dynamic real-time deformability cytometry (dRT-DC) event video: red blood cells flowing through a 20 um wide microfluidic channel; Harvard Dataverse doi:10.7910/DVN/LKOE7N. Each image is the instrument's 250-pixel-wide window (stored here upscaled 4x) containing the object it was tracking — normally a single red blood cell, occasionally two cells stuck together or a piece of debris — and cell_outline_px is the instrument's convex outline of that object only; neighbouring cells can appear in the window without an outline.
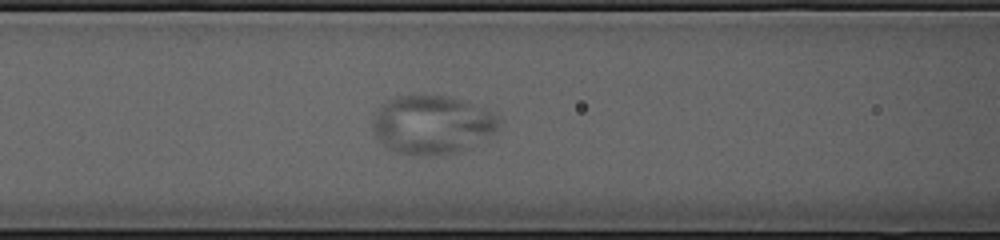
{"species": "common noctule bat (a hibernating species)", "species_latin": "Nyctalus noctula", "temperature_condition": "cold", "stored_images_in_passage": 35, "segment_of_instrument_passage": [1, 2], "camera_frame_rate_fps": 3000, "um_per_image_px": 0.085, "animal": {"sex": "female", "body_mass_g": 23.0, "forearm_length_mm": 53.4}, "frame": {"image": 1, "passage_image": 7, "time_ms": 2.0, "image_size_px": [1000, 240], "cell_outline_px": [[500, 124], [496, 132], [488, 140], [468, 148], [456, 152], [428, 156], [396, 152], [384, 148], [376, 136], [372, 128], [372, 120], [376, 108], [380, 104], [396, 96], [444, 96], [460, 100], [500, 116]], "centroid_in_image_um": [36.71, 10.63], "position_along_channel_um": 129.9, "area_um2": 43.41}}
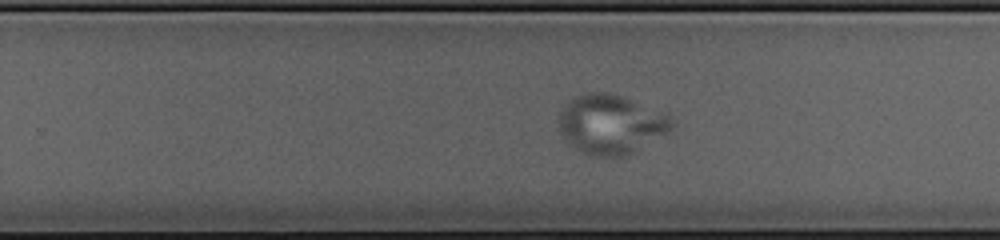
{"frame": {"image": 2, "passage_image": 19, "time_ms": 6.0, "image_size_px": [1000, 240], "cell_outline_px": [[672, 128], [668, 132], [628, 156], [592, 156], [580, 152], [568, 144], [564, 140], [560, 132], [560, 112], [564, 104], [568, 100], [576, 96], [588, 92], [608, 92], [668, 112], [672, 116]], "centroid_in_image_um": [51.93, 10.57], "position_along_channel_um": 277.9, "area_um2": 39.48}}
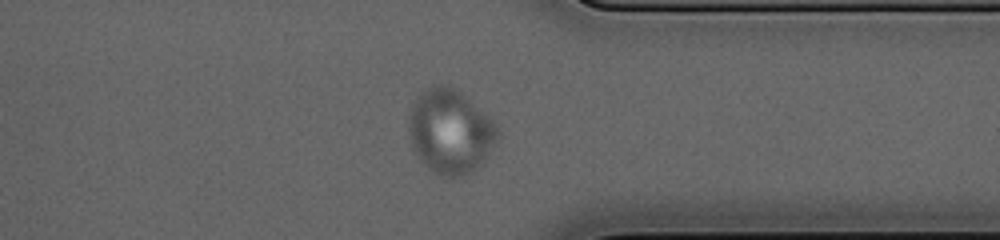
{"frame": {"image": 3, "passage_image": 27, "time_ms": 8.667, "image_size_px": [1000, 240], "cell_outline_px": [[500, 136], [484, 160], [472, 172], [460, 176], [448, 176], [436, 172], [428, 168], [420, 160], [412, 148], [408, 132], [408, 116], [412, 104], [416, 96], [428, 88], [436, 84], [452, 84], [484, 112], [500, 128]], "centroid_in_image_um": [38.26, 11.13], "position_along_channel_um": 373.1, "area_um2": 43.93}}